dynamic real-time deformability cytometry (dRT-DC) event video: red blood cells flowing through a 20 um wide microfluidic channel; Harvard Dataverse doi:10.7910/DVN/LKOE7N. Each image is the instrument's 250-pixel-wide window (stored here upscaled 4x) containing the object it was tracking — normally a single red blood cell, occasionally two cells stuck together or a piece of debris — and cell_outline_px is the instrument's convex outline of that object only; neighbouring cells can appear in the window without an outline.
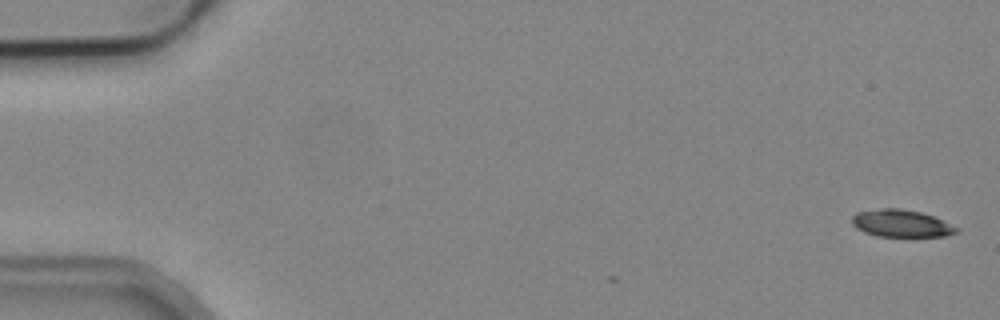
{"species": "common noctule bat (a hibernating species)", "species_latin": "Nyctalus noctula", "temperature_condition": "cold", "stored_images_in_passage": 5, "camera_frame_rate_fps": 3000, "um_per_image_px": 0.085, "animal": {"sex": "male", "body_mass_g": 19.2, "forearm_length_mm": 51.8}, "frame": {"image": 1, "passage_image": 1, "time_ms": 0.0, "image_size_px": [1000, 320], "cell_outline_px": [[960, 232], [944, 236], [876, 236], [864, 232], [856, 228], [852, 224], [852, 216], [856, 212], [884, 208], [900, 208], [920, 212], [932, 216], [960, 228]], "centroid_in_image_um": [76.6, 18.99], "position_along_channel_um": 8.4, "area_um2": 16.59}}
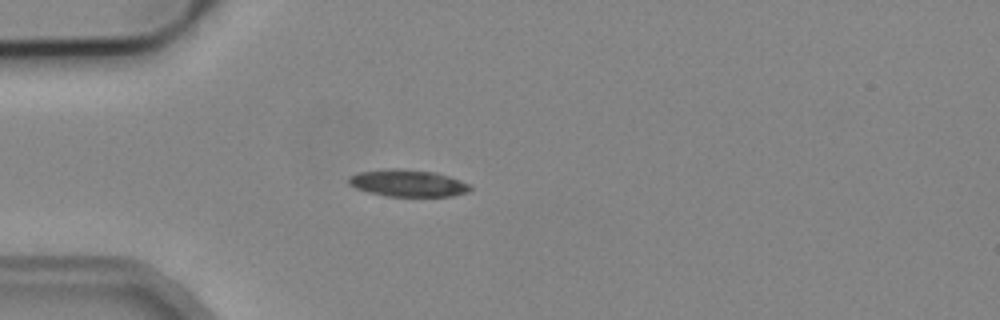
{"frame": {"image": 2, "passage_image": 5, "time_ms": 4.667, "image_size_px": [1000, 320], "cell_outline_px": [[472, 188], [468, 192], [452, 196], [388, 196], [368, 192], [356, 188], [348, 184], [348, 176], [360, 172], [384, 168], [400, 168], [436, 172], [460, 180], [468, 184]], "centroid_in_image_um": [34.64, 15.55], "position_along_channel_um": 50.4, "area_um2": 19.19}}